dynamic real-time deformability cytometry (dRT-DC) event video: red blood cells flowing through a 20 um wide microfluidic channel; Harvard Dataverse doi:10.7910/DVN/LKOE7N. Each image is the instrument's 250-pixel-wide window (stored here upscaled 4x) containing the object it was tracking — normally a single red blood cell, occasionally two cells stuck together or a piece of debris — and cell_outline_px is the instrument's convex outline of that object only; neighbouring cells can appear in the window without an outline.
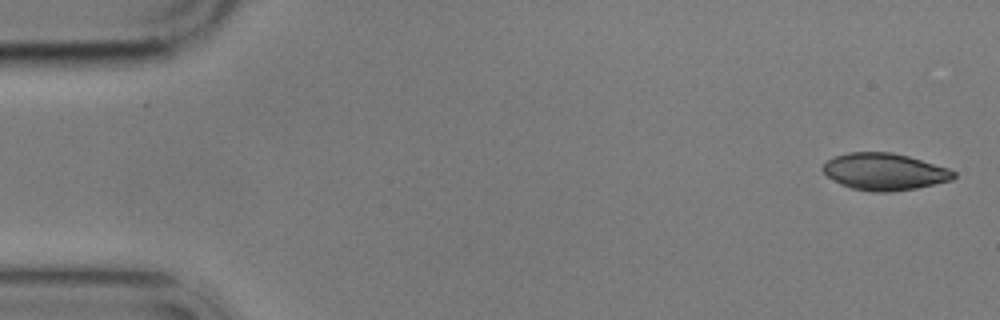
{"species": "common noctule bat (a hibernating species)", "species_latin": "Nyctalus noctula", "temperature_condition": "cold", "stored_images_in_passage": 6, "camera_frame_rate_fps": 3000, "um_per_image_px": 0.085, "animal": {"sex": "male", "body_mass_g": 17.9}, "frame": {"image": 1, "passage_image": 1, "time_ms": 0.0, "image_size_px": [1000, 320], "cell_outline_px": [[956, 176], [952, 180], [916, 188], [888, 192], [872, 192], [852, 188], [840, 184], [828, 176], [820, 168], [828, 160], [836, 156], [848, 152], [892, 152], [908, 156], [948, 168], [956, 172]], "centroid_in_image_um": [75.18, 14.59], "position_along_channel_um": 9.8, "area_um2": 28.03}}
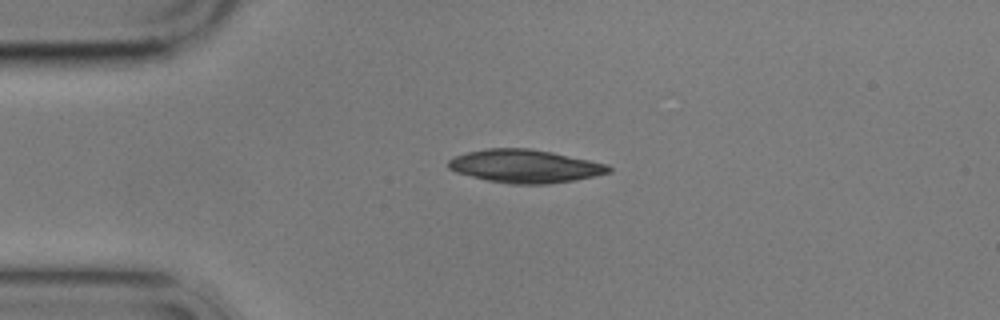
{"frame": {"image": 2, "passage_image": 4, "time_ms": 3.667, "image_size_px": [1000, 320], "cell_outline_px": [[612, 172], [576, 180], [548, 184], [508, 184], [488, 180], [456, 172], [448, 168], [448, 160], [456, 156], [468, 152], [488, 148], [532, 148], [552, 152], [608, 164], [612, 168]], "centroid_in_image_um": [44.66, 14.13], "position_along_channel_um": 40.3, "area_um2": 30.98}}